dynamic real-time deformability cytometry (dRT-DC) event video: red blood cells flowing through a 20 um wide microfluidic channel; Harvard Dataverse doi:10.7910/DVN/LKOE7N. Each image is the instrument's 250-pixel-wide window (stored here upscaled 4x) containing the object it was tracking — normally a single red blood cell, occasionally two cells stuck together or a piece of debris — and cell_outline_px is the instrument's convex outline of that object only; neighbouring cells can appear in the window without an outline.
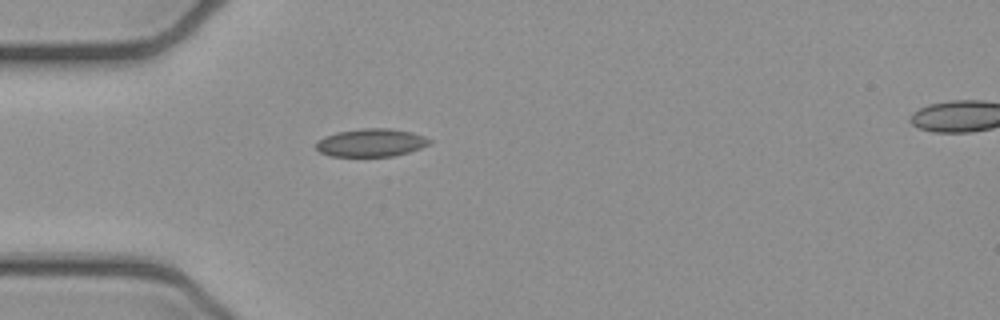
{"species": "common noctule bat (a hibernating species)", "species_latin": "Nyctalus noctula", "temperature_condition": "cold", "stored_images_in_passage": 1, "camera_frame_rate_fps": 3000, "um_per_image_px": 0.085, "animal": {"sex": "female", "body_mass_g": 21.9}, "frame": {"image": 1, "passage_image": 1, "time_ms": 0.0, "image_size_px": [1000, 320], "cell_outline_px": [[432, 144], [408, 152], [392, 156], [332, 156], [320, 152], [316, 148], [316, 140], [324, 136], [336, 132], [364, 128], [388, 128], [412, 132], [424, 136], [432, 140]], "centroid_in_image_um": [31.54, 12.12], "position_along_channel_um": 53.5, "area_um2": 18.55}}